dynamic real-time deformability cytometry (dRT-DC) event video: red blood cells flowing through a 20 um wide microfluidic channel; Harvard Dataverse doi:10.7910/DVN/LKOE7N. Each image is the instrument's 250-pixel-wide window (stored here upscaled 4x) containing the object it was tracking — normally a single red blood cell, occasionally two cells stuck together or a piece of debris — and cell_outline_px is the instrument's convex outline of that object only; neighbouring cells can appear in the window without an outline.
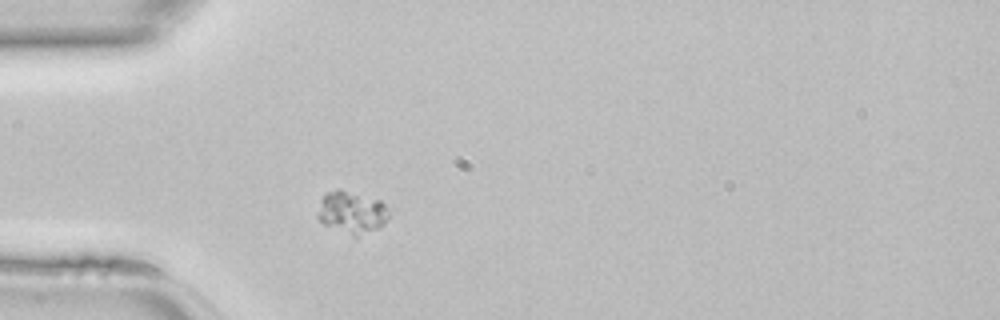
{"species": "common noctule bat (a hibernating species)", "species_latin": "Nyctalus noctula", "temperature_condition": "room temperature", "stored_images_in_passage": 38, "camera_frame_rate_fps": 3000, "um_per_image_px": 0.085, "animal": {"sex": "female", "body_mass_g": 22.7, "forearm_length_mm": 54.2}, "frame": {"image": 1, "passage_image": 5, "time_ms": 1.333, "image_size_px": [1000, 320], "cell_outline_px": [[388, 216], [384, 224], [380, 228], [356, 236], [352, 236], [324, 224], [316, 216], [320, 200], [328, 192], [340, 188], [380, 200], [388, 208]], "centroid_in_image_um": [29.9, 18.04], "position_along_channel_um": 55.1, "area_um2": 17.51}}
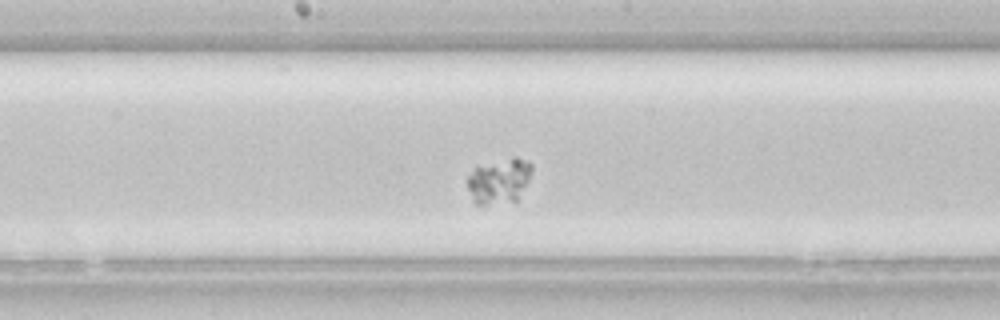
{"frame": {"image": 2, "passage_image": 16, "time_ms": 5.0, "image_size_px": [1000, 320], "cell_outline_px": [[532, 168], [528, 180], [516, 200], [484, 204], [476, 204], [472, 200], [468, 188], [468, 176], [476, 168], [512, 156], [516, 156], [528, 160], [532, 164]], "centroid_in_image_um": [42.44, 15.35], "position_along_channel_um": 205.8, "area_um2": 16.47}}
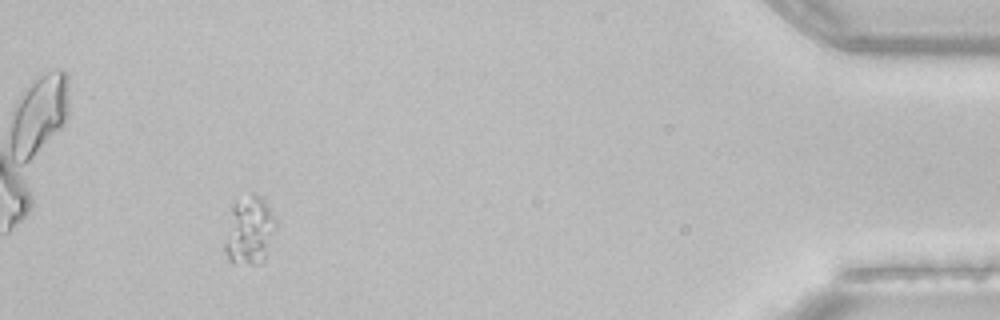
{"frame": {"image": 3, "passage_image": 35, "time_ms": 11.333, "image_size_px": [1000, 320], "cell_outline_px": [[276, 228], [264, 260], [260, 264], [252, 264], [228, 260], [224, 252], [224, 244], [232, 208], [236, 204], [252, 192], [260, 196], [264, 200], [276, 220]], "centroid_in_image_um": [21.22, 19.62], "position_along_channel_um": 414.0, "area_um2": 19.77}}